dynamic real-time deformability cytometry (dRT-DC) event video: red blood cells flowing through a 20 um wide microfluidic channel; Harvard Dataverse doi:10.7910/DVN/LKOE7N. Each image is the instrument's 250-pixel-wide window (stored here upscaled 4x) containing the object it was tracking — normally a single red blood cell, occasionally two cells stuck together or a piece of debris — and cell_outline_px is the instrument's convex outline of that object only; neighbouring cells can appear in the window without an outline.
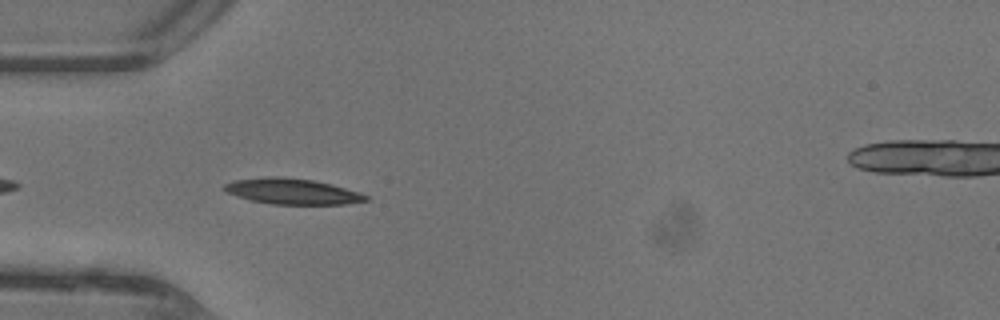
{"species": "common noctule bat (a hibernating species)", "species_latin": "Nyctalus noctula", "temperature_condition": "warm", "stored_images_in_passage": 34, "camera_frame_rate_fps": 3000, "um_per_image_px": 0.085, "animal": {"sex": "female"}, "frame": {"image": 1, "passage_image": 3, "time_ms": 0.667, "image_size_px": [1000, 320], "cell_outline_px": [[368, 200], [344, 204], [272, 204], [252, 200], [224, 192], [220, 188], [224, 184], [232, 180], [268, 176], [280, 176], [312, 180], [332, 184], [360, 192], [368, 196]], "centroid_in_image_um": [24.79, 16.25], "position_along_channel_um": 60.2, "area_um2": 21.33}}
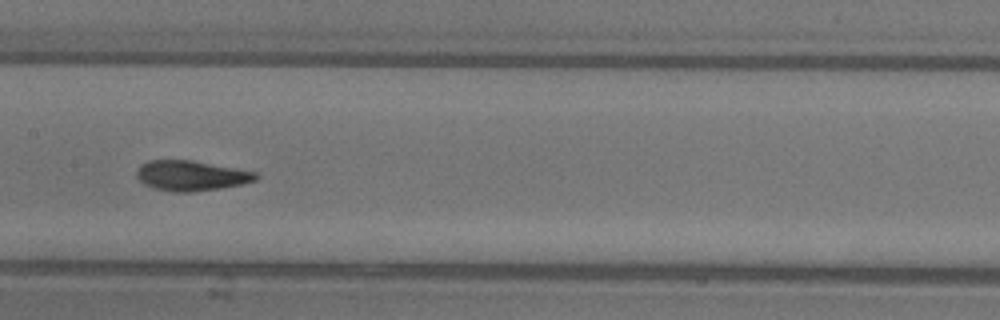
{"frame": {"image": 2, "passage_image": 12, "time_ms": 3.667, "image_size_px": [1000, 320], "cell_outline_px": [[260, 176], [256, 180], [240, 184], [220, 188], [192, 192], [172, 192], [156, 188], [144, 184], [136, 176], [136, 172], [140, 164], [148, 160], [192, 160], [256, 172]], "centroid_in_image_um": [16.23, 14.92], "position_along_channel_um": 191.2, "area_um2": 20.87}}
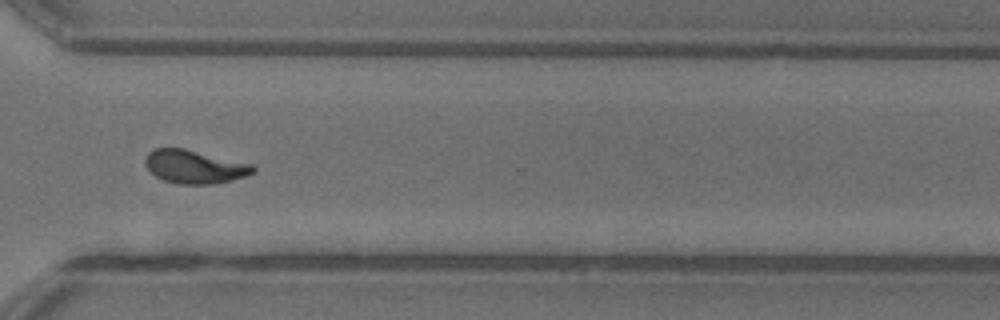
{"frame": {"image": 3, "passage_image": 23, "time_ms": 7.333, "image_size_px": [1000, 320], "cell_outline_px": [[256, 172], [232, 180], [212, 184], [180, 184], [164, 180], [156, 176], [144, 164], [144, 160], [148, 152], [156, 148], [184, 148], [252, 164], [256, 168]], "centroid_in_image_um": [16.54, 14.17], "position_along_channel_um": 354.1, "area_um2": 20.87}, "authors_computed_cell_mechanics": {"area_um2": 20.6635, "velocity_mm_per_s": 4.4575, "shape_relaxation_time_tau1_ms": 2.576, "shape_relaxation_time_tau2_ms": 0.7979, "deformation_change_tau1": 0.156, "deformation_change_tau2": 0.0735}}